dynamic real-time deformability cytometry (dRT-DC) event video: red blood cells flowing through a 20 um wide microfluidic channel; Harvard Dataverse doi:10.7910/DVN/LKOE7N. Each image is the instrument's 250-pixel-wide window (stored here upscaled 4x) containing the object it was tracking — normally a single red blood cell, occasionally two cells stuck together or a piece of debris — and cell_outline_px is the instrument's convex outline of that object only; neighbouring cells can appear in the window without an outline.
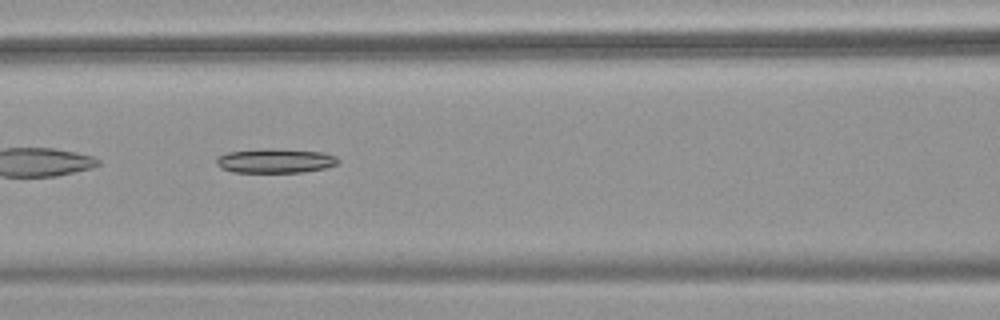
{"species": "common noctule bat (a hibernating species)", "species_latin": "Nyctalus noctula", "temperature_condition": "warm", "stored_images_in_passage": 52, "camera_frame_rate_fps": 3000, "um_per_image_px": 0.085, "animal": {"sex": "female", "body_mass_g": 18.4}, "frame": {"image": 1, "passage_image": 23, "time_ms": 7.333, "image_size_px": [1000, 320], "cell_outline_px": [[340, 160], [336, 164], [324, 168], [304, 172], [232, 172], [220, 168], [216, 164], [216, 156], [228, 152], [264, 148], [324, 152], [336, 156]], "centroid_in_image_um": [23.36, 13.66], "position_along_channel_um": 143.2, "area_um2": 17.34}}
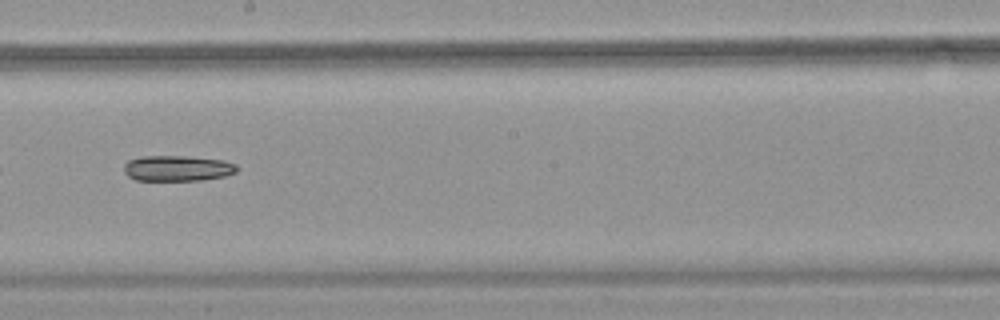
{"frame": {"image": 2, "passage_image": 30, "time_ms": 9.667, "image_size_px": [1000, 320], "cell_outline_px": [[240, 168], [236, 172], [224, 176], [204, 180], [136, 180], [128, 176], [124, 172], [124, 164], [128, 160], [140, 156], [188, 156], [224, 160], [236, 164]], "centroid_in_image_um": [15.1, 14.3], "position_along_channel_um": 233.1, "area_um2": 17.05}, "authors_computed_cell_mechanics": {"area_um2": 18.3515, "velocity_mm_per_s": 3.8816, "shape_relaxation_time_tau1_ms": 10.2964, "shape_relaxation_time_tau2_ms": null, "deformation_change_tau1": 0.2425, "deformation_change_tau2": null}}